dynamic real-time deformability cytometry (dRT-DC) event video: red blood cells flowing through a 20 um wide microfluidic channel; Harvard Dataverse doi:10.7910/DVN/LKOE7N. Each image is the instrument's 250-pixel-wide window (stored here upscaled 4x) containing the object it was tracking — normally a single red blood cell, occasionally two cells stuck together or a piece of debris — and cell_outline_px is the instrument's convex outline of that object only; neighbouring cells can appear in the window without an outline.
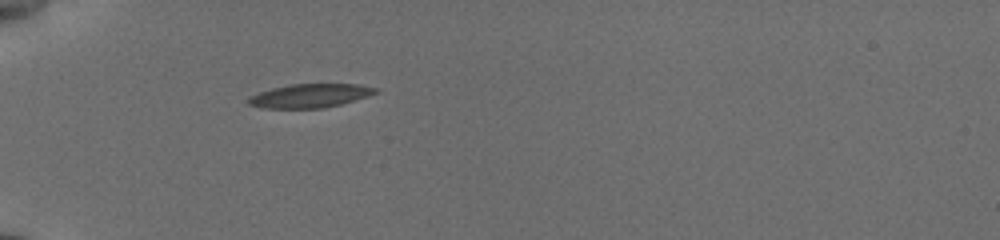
{"species": "common noctule bat (a hibernating species)", "species_latin": "Nyctalus noctula", "temperature_condition": "cold", "stored_images_in_passage": 14, "camera_frame_rate_fps": 3000, "um_per_image_px": 0.085, "animal": {"sex": "female", "body_mass_g": 19.5, "forearm_length_mm": 54.1}, "frame": {"image": 1, "passage_image": 1, "time_ms": 0.0, "image_size_px": [1000, 240], "cell_outline_px": [[380, 92], [368, 96], [340, 104], [324, 108], [260, 108], [248, 104], [248, 96], [272, 88], [288, 84], [356, 84], [380, 88]], "centroid_in_image_um": [26.36, 8.13], "position_along_channel_um": 58.6, "area_um2": 17.69}}
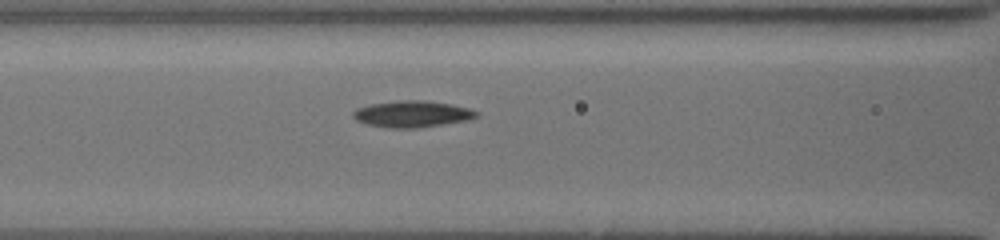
{"frame": {"image": 2, "passage_image": 8, "time_ms": 2.333, "image_size_px": [1000, 240], "cell_outline_px": [[480, 112], [476, 116], [468, 120], [416, 128], [388, 128], [368, 124], [356, 120], [352, 116], [352, 112], [356, 108], [372, 104], [396, 100], [424, 100], [452, 104], [468, 108]], "centroid_in_image_um": [35.02, 9.68], "position_along_channel_um": 131.6, "area_um2": 19.02}}
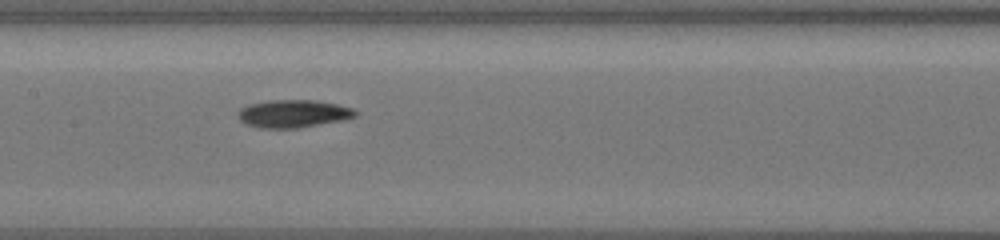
{"frame": {"image": 3, "passage_image": 12, "time_ms": 3.667, "image_size_px": [1000, 240], "cell_outline_px": [[356, 116], [340, 120], [296, 128], [260, 128], [244, 124], [236, 116], [236, 112], [240, 108], [248, 104], [268, 100], [316, 100], [336, 104], [352, 108], [356, 112]], "centroid_in_image_um": [24.83, 9.65], "position_along_channel_um": 182.6, "area_um2": 18.96}}